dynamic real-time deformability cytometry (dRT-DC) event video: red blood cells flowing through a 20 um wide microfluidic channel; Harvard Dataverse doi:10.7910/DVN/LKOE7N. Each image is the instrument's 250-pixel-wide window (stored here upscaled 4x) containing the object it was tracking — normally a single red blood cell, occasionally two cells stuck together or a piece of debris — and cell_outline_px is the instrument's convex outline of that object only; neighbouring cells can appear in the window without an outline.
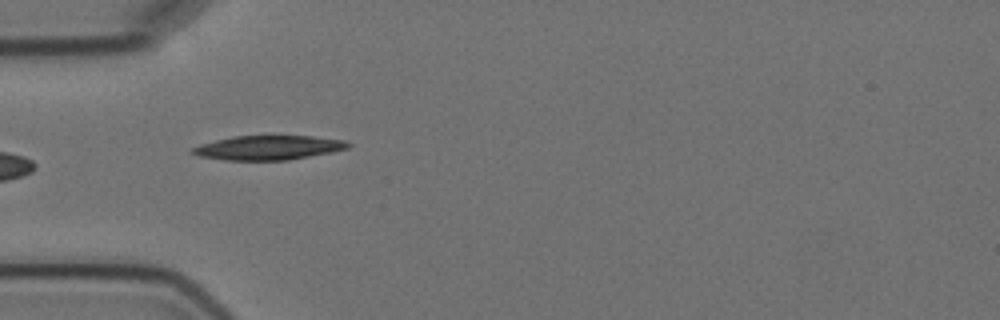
{"species": "Egyptian fruit bat (a non-hibernating species)", "species_latin": "Rousettus aegyptiacus", "temperature_condition": "cold", "stored_images_in_passage": 5, "camera_frame_rate_fps": 3000, "um_per_image_px": 0.085, "animal": {"sex": "female"}, "frame": {"image": 1, "passage_image": 4, "time_ms": 5.667, "image_size_px": [1000, 320], "cell_outline_px": [[352, 144], [348, 148], [332, 152], [288, 160], [224, 160], [200, 156], [188, 152], [192, 148], [200, 144], [232, 136], [312, 136], [344, 140]], "centroid_in_image_um": [22.8, 12.55], "position_along_channel_um": 62.2, "area_um2": 22.02}}
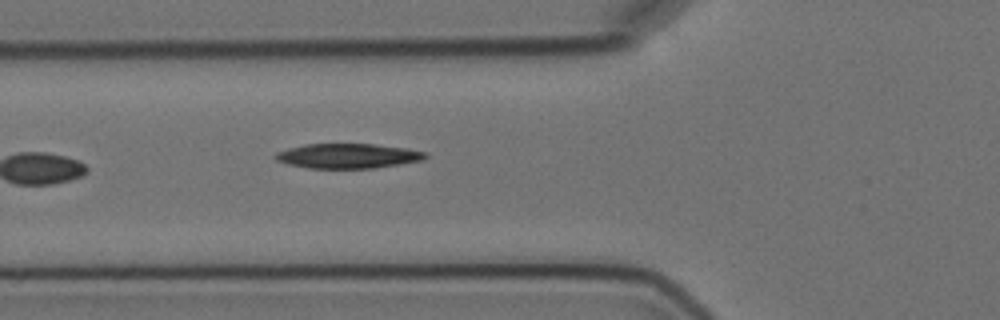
{"frame": {"image": 2, "passage_image": 5, "time_ms": 6.667, "image_size_px": [1000, 320], "cell_outline_px": [[428, 156], [424, 160], [376, 168], [308, 168], [288, 164], [276, 160], [272, 156], [276, 152], [288, 148], [304, 144], [376, 144], [408, 148], [428, 152]], "centroid_in_image_um": [29.6, 13.25], "position_along_channel_um": 96.2, "area_um2": 21.91}}